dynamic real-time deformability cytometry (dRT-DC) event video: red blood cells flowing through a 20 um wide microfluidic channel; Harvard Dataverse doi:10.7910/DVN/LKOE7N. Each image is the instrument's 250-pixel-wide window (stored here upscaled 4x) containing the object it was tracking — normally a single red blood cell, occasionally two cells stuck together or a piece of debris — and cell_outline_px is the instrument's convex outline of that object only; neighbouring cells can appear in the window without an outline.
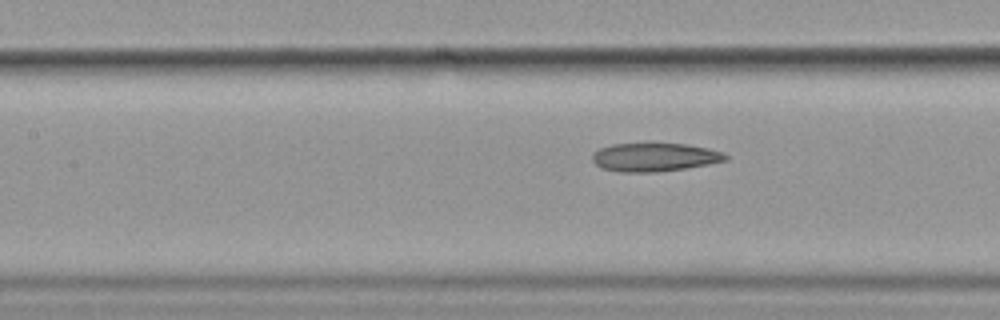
{"species": "common noctule bat (a hibernating species)", "species_latin": "Nyctalus noctula", "temperature_condition": "cold", "stored_images_in_passage": 10, "segment_of_instrument_passage": [2, 2], "camera_frame_rate_fps": 3000, "um_per_image_px": 0.085, "animal": {"sex": "female", "body_mass_g": 19.9}, "frame": {"image": 1, "passage_image": 10, "time_ms": 11.333, "image_size_px": [1000, 320], "cell_outline_px": [[728, 160], [708, 164], [684, 168], [656, 172], [620, 172], [600, 168], [592, 160], [592, 152], [600, 148], [612, 144], [648, 140], [688, 144], [708, 148], [724, 152], [728, 156]], "centroid_in_image_um": [55.61, 13.3], "position_along_channel_um": 151.8, "area_um2": 23.18}}